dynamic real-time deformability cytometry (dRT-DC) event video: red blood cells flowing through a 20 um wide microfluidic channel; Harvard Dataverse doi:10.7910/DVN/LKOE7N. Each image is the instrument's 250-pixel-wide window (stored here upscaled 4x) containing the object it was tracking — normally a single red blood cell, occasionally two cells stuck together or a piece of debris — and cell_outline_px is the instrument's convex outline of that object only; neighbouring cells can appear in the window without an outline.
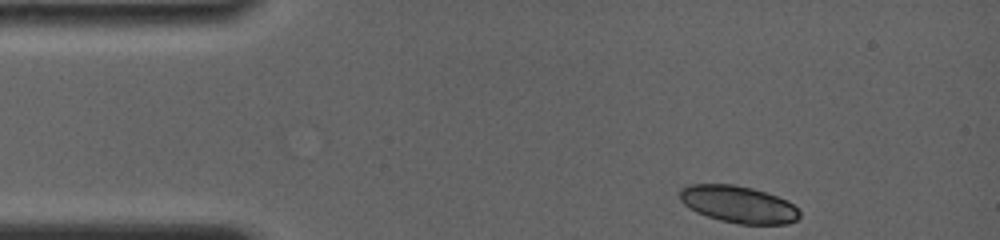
{"species": "common noctule bat (a hibernating species)", "species_latin": "Nyctalus noctula", "temperature_condition": "room temperature", "stored_images_in_passage": 12, "camera_frame_rate_fps": 4000, "um_per_image_px": 0.085, "animal": {"sex": "female", "body_mass_g": 19.0, "forearm_length_mm": 56.7}, "frame": {"image": 1, "passage_image": 1, "time_ms": 0.0, "image_size_px": [1000, 240], "cell_outline_px": [[800, 216], [796, 220], [788, 224], [740, 224], [720, 220], [696, 212], [688, 208], [680, 200], [680, 188], [688, 184], [732, 184], [752, 188], [788, 200], [800, 212]], "centroid_in_image_um": [62.74, 17.36], "position_along_channel_um": 22.3, "area_um2": 25.84}}